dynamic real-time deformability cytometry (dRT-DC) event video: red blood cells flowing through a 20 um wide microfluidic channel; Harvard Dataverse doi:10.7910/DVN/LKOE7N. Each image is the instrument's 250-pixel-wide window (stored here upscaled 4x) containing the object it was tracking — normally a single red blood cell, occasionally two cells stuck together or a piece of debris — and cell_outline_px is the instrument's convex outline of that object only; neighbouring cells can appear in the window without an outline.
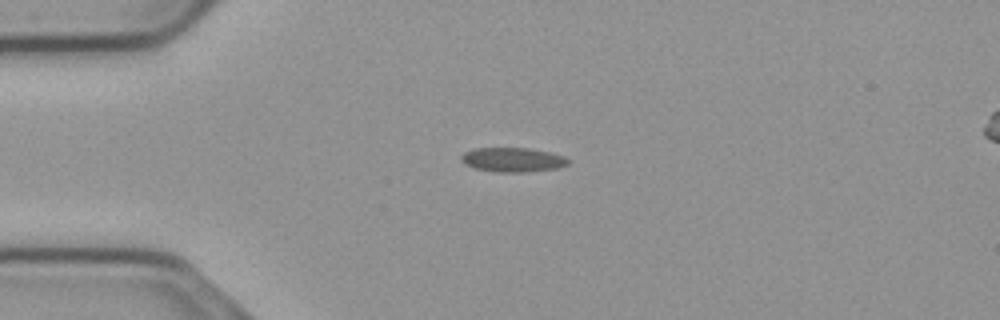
{"species": "common noctule bat (a hibernating species)", "species_latin": "Nyctalus noctula", "temperature_condition": "cold", "stored_images_in_passage": 44, "camera_frame_rate_fps": 3000, "um_per_image_px": 0.085, "animal": {"sex": "male", "body_mass_g": 23.1, "forearm_length_mm": 52.7}, "frame": {"image": 1, "passage_image": 2, "time_ms": 0.333, "image_size_px": [1000, 320], "cell_outline_px": [[572, 160], [568, 164], [556, 168], [524, 172], [496, 172], [476, 168], [464, 164], [460, 160], [460, 156], [464, 152], [472, 148], [528, 148], [548, 152], [564, 156]], "centroid_in_image_um": [43.55, 13.57], "position_along_channel_um": 41.4, "area_um2": 15.2}}
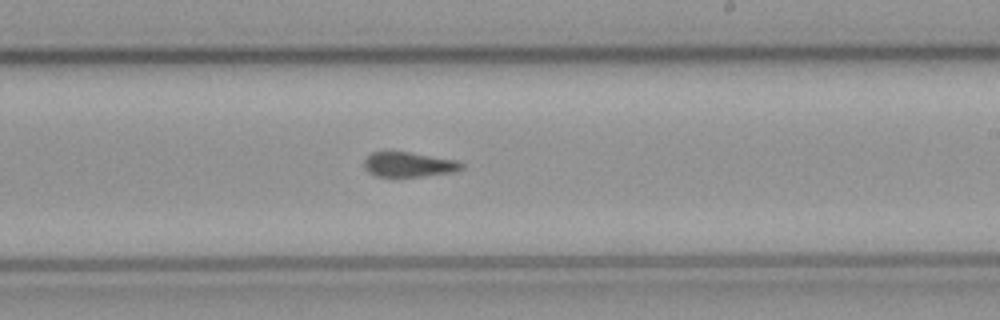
{"frame": {"image": 2, "passage_image": 21, "time_ms": 6.667, "image_size_px": [1000, 320], "cell_outline_px": [[464, 168], [452, 172], [420, 176], [376, 176], [368, 172], [364, 168], [364, 160], [372, 152], [408, 152], [456, 160], [464, 164]], "centroid_in_image_um": [34.73, 13.98], "position_along_channel_um": 254.3, "area_um2": 13.87}}
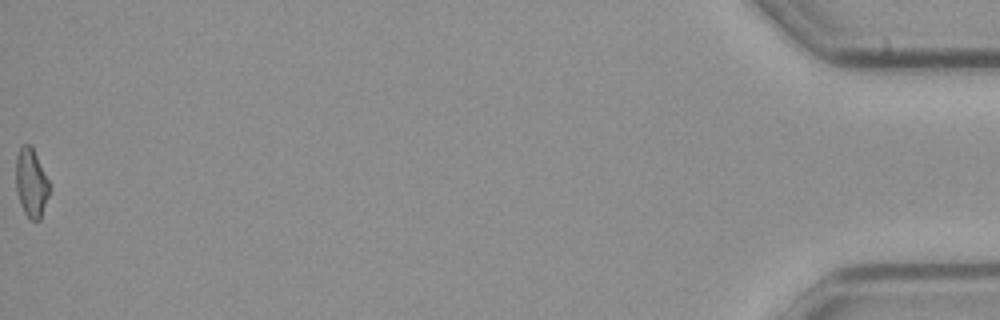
{"frame": {"image": 3, "passage_image": 44, "time_ms": 14.333, "image_size_px": [1000, 320], "cell_outline_px": [[52, 188], [40, 220], [32, 220], [24, 212], [20, 204], [16, 192], [16, 156], [20, 148], [24, 144], [32, 144]], "centroid_in_image_um": [2.67, 15.53], "position_along_channel_um": 432.5, "area_um2": 13.7}, "authors_computed_cell_mechanics": {"area_um2": 14.7679, "velocity_mm_per_s": 3.7328, "shape_relaxation_time_tau1_ms": null, "shape_relaxation_time_tau2_ms": 4.8244, "deformation_change_tau1": null, "deformation_change_tau2": 0.0943}}